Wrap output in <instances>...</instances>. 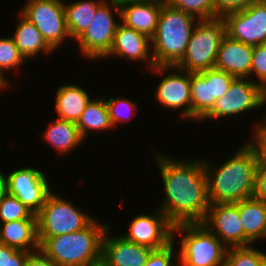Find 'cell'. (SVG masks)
<instances>
[{
	"instance_id": "6da1fadb",
	"label": "cell",
	"mask_w": 266,
	"mask_h": 266,
	"mask_svg": "<svg viewBox=\"0 0 266 266\" xmlns=\"http://www.w3.org/2000/svg\"><path fill=\"white\" fill-rule=\"evenodd\" d=\"M154 157L165 189L159 209L174 226L202 223L210 205L204 161H183L159 153Z\"/></svg>"
},
{
	"instance_id": "7a4b0ae2",
	"label": "cell",
	"mask_w": 266,
	"mask_h": 266,
	"mask_svg": "<svg viewBox=\"0 0 266 266\" xmlns=\"http://www.w3.org/2000/svg\"><path fill=\"white\" fill-rule=\"evenodd\" d=\"M243 144L219 167L214 168L204 160L210 204L238 203L253 196L257 160L254 150Z\"/></svg>"
},
{
	"instance_id": "3957f363",
	"label": "cell",
	"mask_w": 266,
	"mask_h": 266,
	"mask_svg": "<svg viewBox=\"0 0 266 266\" xmlns=\"http://www.w3.org/2000/svg\"><path fill=\"white\" fill-rule=\"evenodd\" d=\"M94 220L84 229L47 237L40 250L59 266H93L102 257V241L108 227Z\"/></svg>"
},
{
	"instance_id": "277c9868",
	"label": "cell",
	"mask_w": 266,
	"mask_h": 266,
	"mask_svg": "<svg viewBox=\"0 0 266 266\" xmlns=\"http://www.w3.org/2000/svg\"><path fill=\"white\" fill-rule=\"evenodd\" d=\"M197 22L196 17L180 9L162 5L157 28L151 38L155 66H176L182 60Z\"/></svg>"
},
{
	"instance_id": "5b68a950",
	"label": "cell",
	"mask_w": 266,
	"mask_h": 266,
	"mask_svg": "<svg viewBox=\"0 0 266 266\" xmlns=\"http://www.w3.org/2000/svg\"><path fill=\"white\" fill-rule=\"evenodd\" d=\"M175 234L181 235L180 266H224L227 247L202 223L175 225Z\"/></svg>"
},
{
	"instance_id": "8992f818",
	"label": "cell",
	"mask_w": 266,
	"mask_h": 266,
	"mask_svg": "<svg viewBox=\"0 0 266 266\" xmlns=\"http://www.w3.org/2000/svg\"><path fill=\"white\" fill-rule=\"evenodd\" d=\"M225 35V23L221 17L198 20L191 33L186 53L176 67L189 73L213 69L218 48Z\"/></svg>"
},
{
	"instance_id": "52a82bcc",
	"label": "cell",
	"mask_w": 266,
	"mask_h": 266,
	"mask_svg": "<svg viewBox=\"0 0 266 266\" xmlns=\"http://www.w3.org/2000/svg\"><path fill=\"white\" fill-rule=\"evenodd\" d=\"M37 215L38 239L69 234L87 227L94 219L52 191Z\"/></svg>"
},
{
	"instance_id": "ba28073f",
	"label": "cell",
	"mask_w": 266,
	"mask_h": 266,
	"mask_svg": "<svg viewBox=\"0 0 266 266\" xmlns=\"http://www.w3.org/2000/svg\"><path fill=\"white\" fill-rule=\"evenodd\" d=\"M112 6V7H111ZM113 7L115 14L120 19V7L118 0H105L95 13V17L76 41L80 46V52L85 58L100 60L109 52L113 44L116 29L120 22L115 21L113 16Z\"/></svg>"
},
{
	"instance_id": "9c48e42d",
	"label": "cell",
	"mask_w": 266,
	"mask_h": 266,
	"mask_svg": "<svg viewBox=\"0 0 266 266\" xmlns=\"http://www.w3.org/2000/svg\"><path fill=\"white\" fill-rule=\"evenodd\" d=\"M55 51L71 38L66 26L64 0H28L21 12Z\"/></svg>"
},
{
	"instance_id": "30bf717a",
	"label": "cell",
	"mask_w": 266,
	"mask_h": 266,
	"mask_svg": "<svg viewBox=\"0 0 266 266\" xmlns=\"http://www.w3.org/2000/svg\"><path fill=\"white\" fill-rule=\"evenodd\" d=\"M246 79L235 78L225 95L215 101L212 109L201 120L235 117L264 106L265 90L258 82Z\"/></svg>"
},
{
	"instance_id": "8fae6325",
	"label": "cell",
	"mask_w": 266,
	"mask_h": 266,
	"mask_svg": "<svg viewBox=\"0 0 266 266\" xmlns=\"http://www.w3.org/2000/svg\"><path fill=\"white\" fill-rule=\"evenodd\" d=\"M221 18L231 39L251 46L266 44V0H253L246 8Z\"/></svg>"
},
{
	"instance_id": "7c38bea8",
	"label": "cell",
	"mask_w": 266,
	"mask_h": 266,
	"mask_svg": "<svg viewBox=\"0 0 266 266\" xmlns=\"http://www.w3.org/2000/svg\"><path fill=\"white\" fill-rule=\"evenodd\" d=\"M236 77L218 69L191 73V120H201Z\"/></svg>"
},
{
	"instance_id": "4fadbf2b",
	"label": "cell",
	"mask_w": 266,
	"mask_h": 266,
	"mask_svg": "<svg viewBox=\"0 0 266 266\" xmlns=\"http://www.w3.org/2000/svg\"><path fill=\"white\" fill-rule=\"evenodd\" d=\"M5 190L16 196L34 214L40 211L53 191L43 171L33 167H21L6 175Z\"/></svg>"
},
{
	"instance_id": "5bb4252c",
	"label": "cell",
	"mask_w": 266,
	"mask_h": 266,
	"mask_svg": "<svg viewBox=\"0 0 266 266\" xmlns=\"http://www.w3.org/2000/svg\"><path fill=\"white\" fill-rule=\"evenodd\" d=\"M151 70L165 76L156 89L157 102L166 109H181V118L191 120V73L176 66H154ZM167 70L171 73L164 75Z\"/></svg>"
},
{
	"instance_id": "9a60e30c",
	"label": "cell",
	"mask_w": 266,
	"mask_h": 266,
	"mask_svg": "<svg viewBox=\"0 0 266 266\" xmlns=\"http://www.w3.org/2000/svg\"><path fill=\"white\" fill-rule=\"evenodd\" d=\"M155 213L154 215H137L130 223L128 233L121 236L152 250L167 246L174 240V225L160 209Z\"/></svg>"
},
{
	"instance_id": "2e32d148",
	"label": "cell",
	"mask_w": 266,
	"mask_h": 266,
	"mask_svg": "<svg viewBox=\"0 0 266 266\" xmlns=\"http://www.w3.org/2000/svg\"><path fill=\"white\" fill-rule=\"evenodd\" d=\"M227 248L245 246L238 203L210 204L202 222Z\"/></svg>"
},
{
	"instance_id": "e0dca14e",
	"label": "cell",
	"mask_w": 266,
	"mask_h": 266,
	"mask_svg": "<svg viewBox=\"0 0 266 266\" xmlns=\"http://www.w3.org/2000/svg\"><path fill=\"white\" fill-rule=\"evenodd\" d=\"M122 24L148 36H154L163 0H118Z\"/></svg>"
},
{
	"instance_id": "ac0fdd59",
	"label": "cell",
	"mask_w": 266,
	"mask_h": 266,
	"mask_svg": "<svg viewBox=\"0 0 266 266\" xmlns=\"http://www.w3.org/2000/svg\"><path fill=\"white\" fill-rule=\"evenodd\" d=\"M149 42L151 43V39L148 36L119 23L110 52L105 57L116 55L132 61H145L144 63L147 62V66L152 69L155 65Z\"/></svg>"
},
{
	"instance_id": "d6986e66",
	"label": "cell",
	"mask_w": 266,
	"mask_h": 266,
	"mask_svg": "<svg viewBox=\"0 0 266 266\" xmlns=\"http://www.w3.org/2000/svg\"><path fill=\"white\" fill-rule=\"evenodd\" d=\"M110 230L109 226L103 237L102 258L111 266H144L152 249L128 241L121 235L110 237Z\"/></svg>"
},
{
	"instance_id": "ffe728a7",
	"label": "cell",
	"mask_w": 266,
	"mask_h": 266,
	"mask_svg": "<svg viewBox=\"0 0 266 266\" xmlns=\"http://www.w3.org/2000/svg\"><path fill=\"white\" fill-rule=\"evenodd\" d=\"M253 48L254 46L225 35L218 48L214 68L236 78H248L251 70Z\"/></svg>"
},
{
	"instance_id": "44dd1931",
	"label": "cell",
	"mask_w": 266,
	"mask_h": 266,
	"mask_svg": "<svg viewBox=\"0 0 266 266\" xmlns=\"http://www.w3.org/2000/svg\"><path fill=\"white\" fill-rule=\"evenodd\" d=\"M0 224V244L30 253L40 249L37 219H20Z\"/></svg>"
},
{
	"instance_id": "7402d4cb",
	"label": "cell",
	"mask_w": 266,
	"mask_h": 266,
	"mask_svg": "<svg viewBox=\"0 0 266 266\" xmlns=\"http://www.w3.org/2000/svg\"><path fill=\"white\" fill-rule=\"evenodd\" d=\"M239 216L245 233V246L266 239V203L253 197L239 202Z\"/></svg>"
},
{
	"instance_id": "603a6c76",
	"label": "cell",
	"mask_w": 266,
	"mask_h": 266,
	"mask_svg": "<svg viewBox=\"0 0 266 266\" xmlns=\"http://www.w3.org/2000/svg\"><path fill=\"white\" fill-rule=\"evenodd\" d=\"M55 98L57 118L74 123L78 122V119L91 100L84 88L73 84L61 85L56 92Z\"/></svg>"
},
{
	"instance_id": "cb8c5ba5",
	"label": "cell",
	"mask_w": 266,
	"mask_h": 266,
	"mask_svg": "<svg viewBox=\"0 0 266 266\" xmlns=\"http://www.w3.org/2000/svg\"><path fill=\"white\" fill-rule=\"evenodd\" d=\"M13 40L25 58H35L39 52L51 53L54 50L44 40L40 31L21 13Z\"/></svg>"
},
{
	"instance_id": "d4e9b609",
	"label": "cell",
	"mask_w": 266,
	"mask_h": 266,
	"mask_svg": "<svg viewBox=\"0 0 266 266\" xmlns=\"http://www.w3.org/2000/svg\"><path fill=\"white\" fill-rule=\"evenodd\" d=\"M46 131L43 137L49 145H53L60 155L67 154L69 151L75 150L78 145L83 143L84 139L80 135L76 123L55 118Z\"/></svg>"
},
{
	"instance_id": "484cf974",
	"label": "cell",
	"mask_w": 266,
	"mask_h": 266,
	"mask_svg": "<svg viewBox=\"0 0 266 266\" xmlns=\"http://www.w3.org/2000/svg\"><path fill=\"white\" fill-rule=\"evenodd\" d=\"M105 0H77L73 3H64L66 26L71 39L76 40L83 34L95 17L98 7ZM66 4V5H65Z\"/></svg>"
},
{
	"instance_id": "4316f807",
	"label": "cell",
	"mask_w": 266,
	"mask_h": 266,
	"mask_svg": "<svg viewBox=\"0 0 266 266\" xmlns=\"http://www.w3.org/2000/svg\"><path fill=\"white\" fill-rule=\"evenodd\" d=\"M80 135L85 140L88 131H106L113 129V125L110 121L108 108L105 99L102 97L90 100L84 109L82 115L76 123Z\"/></svg>"
},
{
	"instance_id": "83f0119b",
	"label": "cell",
	"mask_w": 266,
	"mask_h": 266,
	"mask_svg": "<svg viewBox=\"0 0 266 266\" xmlns=\"http://www.w3.org/2000/svg\"><path fill=\"white\" fill-rule=\"evenodd\" d=\"M250 246L228 247L224 266H266V253Z\"/></svg>"
},
{
	"instance_id": "f1b7e54d",
	"label": "cell",
	"mask_w": 266,
	"mask_h": 266,
	"mask_svg": "<svg viewBox=\"0 0 266 266\" xmlns=\"http://www.w3.org/2000/svg\"><path fill=\"white\" fill-rule=\"evenodd\" d=\"M20 219H37V215L16 196L9 194L5 190L0 195V222L5 223Z\"/></svg>"
},
{
	"instance_id": "f546056e",
	"label": "cell",
	"mask_w": 266,
	"mask_h": 266,
	"mask_svg": "<svg viewBox=\"0 0 266 266\" xmlns=\"http://www.w3.org/2000/svg\"><path fill=\"white\" fill-rule=\"evenodd\" d=\"M167 6L180 9L198 20L216 18L214 0H163Z\"/></svg>"
},
{
	"instance_id": "4dcf8cb0",
	"label": "cell",
	"mask_w": 266,
	"mask_h": 266,
	"mask_svg": "<svg viewBox=\"0 0 266 266\" xmlns=\"http://www.w3.org/2000/svg\"><path fill=\"white\" fill-rule=\"evenodd\" d=\"M26 62L16 46L12 36L0 38V77L8 83L5 73L6 70L20 68ZM5 72V73H4Z\"/></svg>"
},
{
	"instance_id": "1f68e13d",
	"label": "cell",
	"mask_w": 266,
	"mask_h": 266,
	"mask_svg": "<svg viewBox=\"0 0 266 266\" xmlns=\"http://www.w3.org/2000/svg\"><path fill=\"white\" fill-rule=\"evenodd\" d=\"M105 102L108 108L110 121L114 128L117 126V123L121 124V122L131 120L133 117L130 116L134 115L135 117L138 113L134 112L135 110H138V107L136 102H133V100L131 101L130 99L121 97H116L115 99L111 97L110 99H106ZM132 112L134 113L131 114Z\"/></svg>"
},
{
	"instance_id": "d6a6232c",
	"label": "cell",
	"mask_w": 266,
	"mask_h": 266,
	"mask_svg": "<svg viewBox=\"0 0 266 266\" xmlns=\"http://www.w3.org/2000/svg\"><path fill=\"white\" fill-rule=\"evenodd\" d=\"M255 125L253 140L247 144L254 150L258 168H266V123Z\"/></svg>"
},
{
	"instance_id": "836d02e7",
	"label": "cell",
	"mask_w": 266,
	"mask_h": 266,
	"mask_svg": "<svg viewBox=\"0 0 266 266\" xmlns=\"http://www.w3.org/2000/svg\"><path fill=\"white\" fill-rule=\"evenodd\" d=\"M251 74L260 80L258 84L266 90V44L254 46L252 54Z\"/></svg>"
},
{
	"instance_id": "e575fe53",
	"label": "cell",
	"mask_w": 266,
	"mask_h": 266,
	"mask_svg": "<svg viewBox=\"0 0 266 266\" xmlns=\"http://www.w3.org/2000/svg\"><path fill=\"white\" fill-rule=\"evenodd\" d=\"M175 239L167 246L152 250L144 266H180L176 260H173ZM176 261V263H174Z\"/></svg>"
},
{
	"instance_id": "d590c367",
	"label": "cell",
	"mask_w": 266,
	"mask_h": 266,
	"mask_svg": "<svg viewBox=\"0 0 266 266\" xmlns=\"http://www.w3.org/2000/svg\"><path fill=\"white\" fill-rule=\"evenodd\" d=\"M29 253L0 244V266H25Z\"/></svg>"
},
{
	"instance_id": "8d00e7d4",
	"label": "cell",
	"mask_w": 266,
	"mask_h": 266,
	"mask_svg": "<svg viewBox=\"0 0 266 266\" xmlns=\"http://www.w3.org/2000/svg\"><path fill=\"white\" fill-rule=\"evenodd\" d=\"M253 0H214L216 18L246 8Z\"/></svg>"
},
{
	"instance_id": "74e56055",
	"label": "cell",
	"mask_w": 266,
	"mask_h": 266,
	"mask_svg": "<svg viewBox=\"0 0 266 266\" xmlns=\"http://www.w3.org/2000/svg\"><path fill=\"white\" fill-rule=\"evenodd\" d=\"M252 197L266 203V168H258L256 172Z\"/></svg>"
},
{
	"instance_id": "f35d334b",
	"label": "cell",
	"mask_w": 266,
	"mask_h": 266,
	"mask_svg": "<svg viewBox=\"0 0 266 266\" xmlns=\"http://www.w3.org/2000/svg\"><path fill=\"white\" fill-rule=\"evenodd\" d=\"M25 266H59L49 257H47L40 249L28 254Z\"/></svg>"
},
{
	"instance_id": "ab89813d",
	"label": "cell",
	"mask_w": 266,
	"mask_h": 266,
	"mask_svg": "<svg viewBox=\"0 0 266 266\" xmlns=\"http://www.w3.org/2000/svg\"><path fill=\"white\" fill-rule=\"evenodd\" d=\"M5 191V175L0 171V195Z\"/></svg>"
},
{
	"instance_id": "60d3db41",
	"label": "cell",
	"mask_w": 266,
	"mask_h": 266,
	"mask_svg": "<svg viewBox=\"0 0 266 266\" xmlns=\"http://www.w3.org/2000/svg\"><path fill=\"white\" fill-rule=\"evenodd\" d=\"M93 266H111V265L101 257L93 264Z\"/></svg>"
},
{
	"instance_id": "b9f144b4",
	"label": "cell",
	"mask_w": 266,
	"mask_h": 266,
	"mask_svg": "<svg viewBox=\"0 0 266 266\" xmlns=\"http://www.w3.org/2000/svg\"><path fill=\"white\" fill-rule=\"evenodd\" d=\"M8 86H9V85H8L5 81H3V80L1 79V77H0V91H1V89H2V90H3V89H6Z\"/></svg>"
},
{
	"instance_id": "7bdbcfd3",
	"label": "cell",
	"mask_w": 266,
	"mask_h": 266,
	"mask_svg": "<svg viewBox=\"0 0 266 266\" xmlns=\"http://www.w3.org/2000/svg\"><path fill=\"white\" fill-rule=\"evenodd\" d=\"M263 122H265V123H266V115H265V117L263 118Z\"/></svg>"
}]
</instances>
